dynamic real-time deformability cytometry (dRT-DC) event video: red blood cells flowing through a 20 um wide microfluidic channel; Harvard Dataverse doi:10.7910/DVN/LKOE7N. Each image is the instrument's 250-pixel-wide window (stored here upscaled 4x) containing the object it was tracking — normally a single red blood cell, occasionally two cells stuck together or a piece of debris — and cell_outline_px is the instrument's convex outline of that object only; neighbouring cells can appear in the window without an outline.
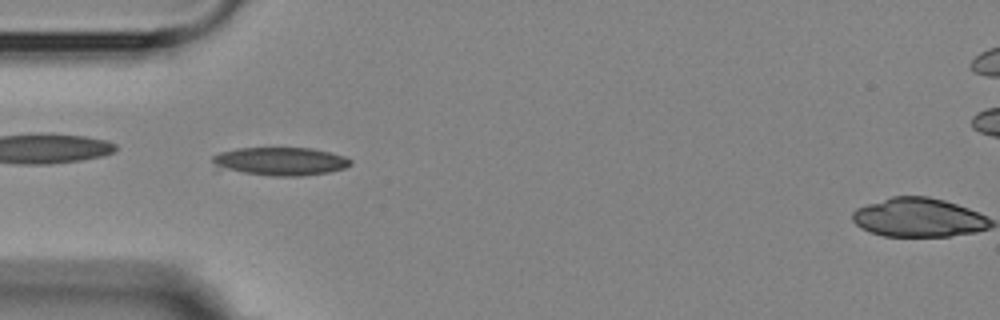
{"species": "Egyptian fruit bat (a non-hibernating species)", "species_latin": "Rousettus aegyptiacus", "temperature_condition": "room temperature", "stored_images_in_passage": 3, "camera_frame_rate_fps": 3000, "um_per_image_px": 0.085, "animal": {"sex": "female"}, "frame": {"image": 1, "passage_image": 1, "time_ms": 0.0, "image_size_px": [1000, 320], "cell_outline_px": [[352, 164], [344, 168], [328, 172], [304, 176], [272, 176], [212, 172], [212, 156], [220, 152], [236, 148], [312, 148], [344, 156], [352, 160]], "centroid_in_image_um": [23.63, 13.75], "position_along_channel_um": 61.4, "area_um2": 23.76}}
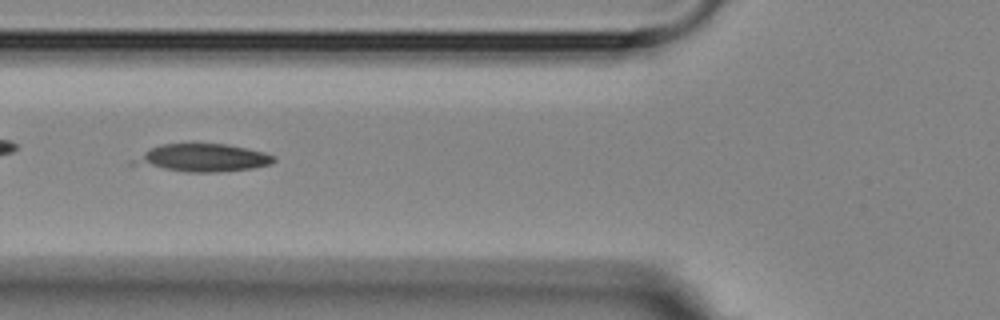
{"frame": {"image": 2, "passage_image": 2, "time_ms": 1.333, "image_size_px": [1000, 320], "cell_outline_px": [[276, 160], [272, 164], [252, 168], [216, 172], [188, 172], [128, 164], [128, 160], [160, 144], [224, 144], [264, 152], [276, 156]], "centroid_in_image_um": [17.18, 13.42], "position_along_channel_um": 108.6, "area_um2": 22.66}}
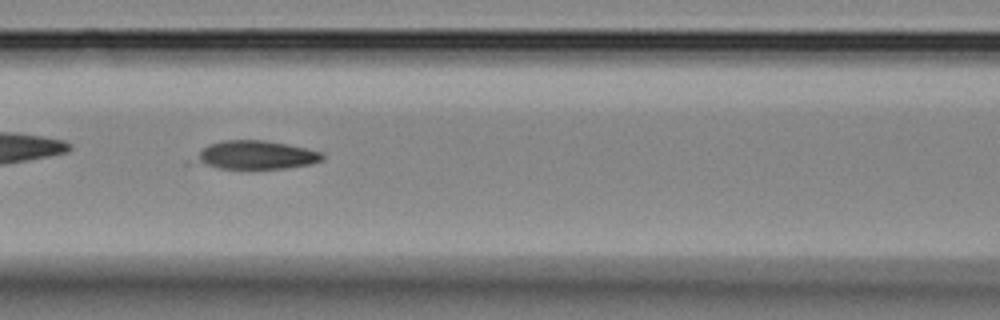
{"frame": {"image": 3, "passage_image": 3, "time_ms": 2.333, "image_size_px": [1000, 320], "cell_outline_px": [[324, 160], [312, 164], [284, 168], [220, 168], [184, 164], [208, 144], [224, 140], [264, 140], [324, 152]], "centroid_in_image_um": [21.61, 13.19], "position_along_channel_um": 145.0, "area_um2": 21.62}}